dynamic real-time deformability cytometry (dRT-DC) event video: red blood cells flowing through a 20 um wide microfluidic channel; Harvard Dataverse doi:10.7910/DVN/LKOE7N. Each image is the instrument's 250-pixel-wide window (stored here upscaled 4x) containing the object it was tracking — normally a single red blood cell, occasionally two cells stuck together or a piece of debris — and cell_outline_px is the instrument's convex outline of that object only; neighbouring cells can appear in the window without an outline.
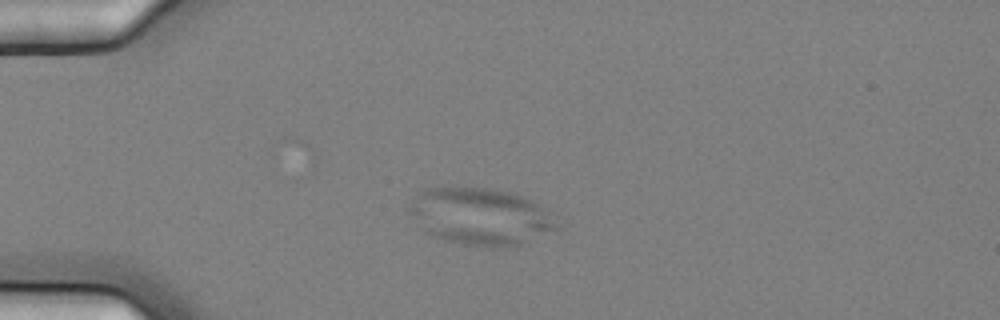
{"species": "common noctule bat (a hibernating species)", "species_latin": "Nyctalus noctula", "temperature_condition": "cold", "stored_images_in_passage": 6, "camera_frame_rate_fps": 3000, "um_per_image_px": 0.085, "animal": {"sex": "female", "body_mass_g": 25.1}, "frame": {"image": 1, "passage_image": 4, "time_ms": 1.0, "image_size_px": [1000, 320], "cell_outline_px": [[560, 228], [520, 244], [500, 248], [492, 248], [464, 244], [432, 236], [408, 212], [408, 208], [416, 192], [424, 188], [496, 188], [512, 192], [524, 196], [532, 200]], "centroid_in_image_um": [40.79, 18.39], "position_along_channel_um": 44.2, "area_um2": 48.32}}
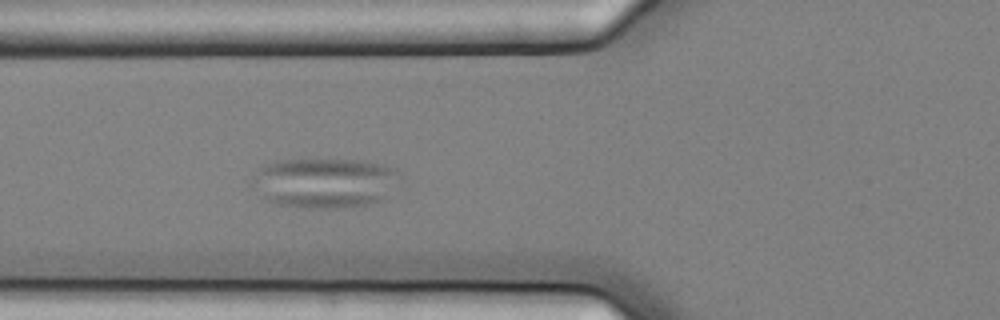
{"frame": {"image": 2, "passage_image": 6, "time_ms": 1.667, "image_size_px": [1000, 320], "cell_outline_px": [[400, 172], [388, 200], [368, 204], [336, 208], [308, 208], [276, 204], [260, 200], [248, 184], [252, 176], [264, 164], [276, 160], [360, 160], [384, 164], [396, 168]], "centroid_in_image_um": [27.53, 15.55], "position_along_channel_um": 98.3, "area_um2": 44.16}}